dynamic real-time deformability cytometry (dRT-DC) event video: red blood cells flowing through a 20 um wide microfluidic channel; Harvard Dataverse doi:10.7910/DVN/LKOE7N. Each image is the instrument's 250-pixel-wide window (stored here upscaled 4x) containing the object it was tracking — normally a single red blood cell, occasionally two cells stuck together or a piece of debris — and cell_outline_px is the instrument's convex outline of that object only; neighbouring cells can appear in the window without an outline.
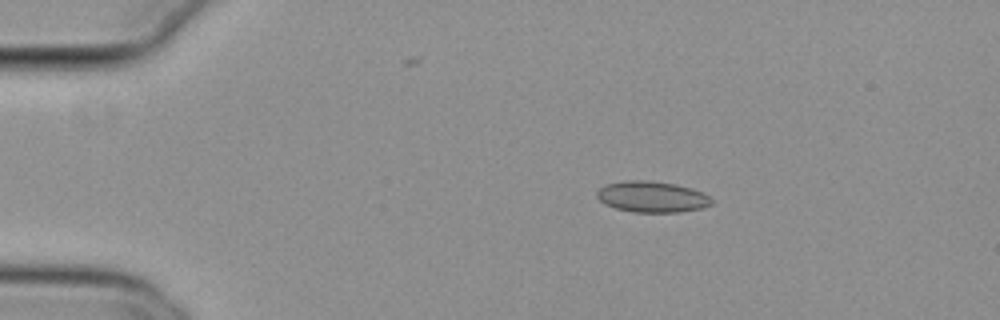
{"species": "common noctule bat (a hibernating species)", "species_latin": "Nyctalus noctula", "temperature_condition": "cold", "stored_images_in_passage": 45, "camera_frame_rate_fps": 3000, "um_per_image_px": 0.085, "animal": {"sex": "female", "body_mass_g": 29.2, "forearm_length_mm": 56.3}, "frame": {"image": 1, "passage_image": 1, "time_ms": 0.0, "image_size_px": [1000, 320], "cell_outline_px": [[712, 204], [704, 208], [680, 212], [632, 212], [616, 208], [604, 204], [596, 196], [596, 192], [600, 188], [608, 184], [624, 180], [648, 180], [676, 184], [692, 188], [704, 192], [712, 200]], "centroid_in_image_um": [55.44, 16.73], "position_along_channel_um": 29.6, "area_um2": 20.92}}
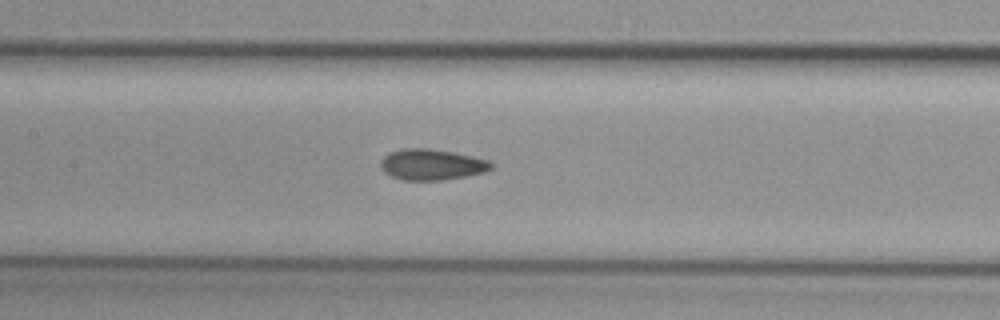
{"frame": {"image": 2, "passage_image": 17, "time_ms": 5.333, "image_size_px": [1000, 320], "cell_outline_px": [[492, 168], [484, 172], [464, 176], [440, 180], [404, 180], [392, 176], [384, 172], [380, 168], [380, 160], [384, 156], [392, 152], [404, 148], [428, 148], [452, 152], [472, 156], [488, 160], [492, 164]], "centroid_in_image_um": [36.66, 13.98], "position_along_channel_um": 170.7, "area_um2": 19.71}}
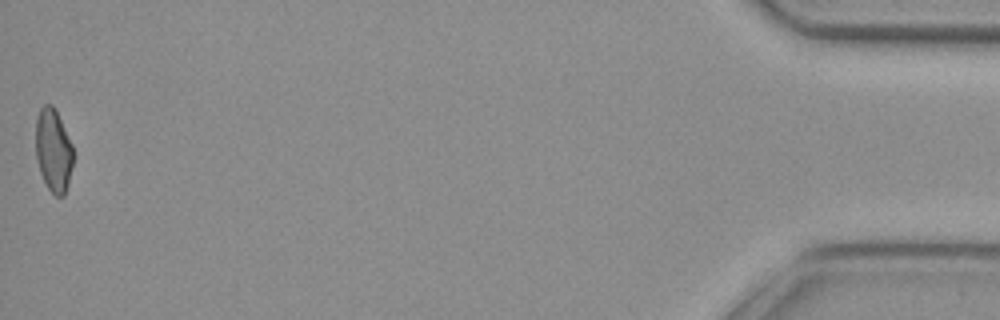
{"frame": {"image": 3, "passage_image": 45, "time_ms": 14.667, "image_size_px": [1000, 320], "cell_outline_px": [[72, 164], [68, 184], [64, 196], [56, 196], [48, 188], [40, 172], [36, 156], [36, 116], [40, 108], [44, 104], [52, 104], [56, 108], [72, 144]], "centroid_in_image_um": [4.53, 12.73], "position_along_channel_um": 430.7, "area_um2": 18.15}, "authors_computed_cell_mechanics": {"area_um2": 19.3052, "velocity_mm_per_s": 3.8368, "shape_relaxation_time_tau1_ms": null, "shape_relaxation_time_tau2_ms": 3.0542, "deformation_change_tau1": null, "deformation_change_tau2": 0.0745}}